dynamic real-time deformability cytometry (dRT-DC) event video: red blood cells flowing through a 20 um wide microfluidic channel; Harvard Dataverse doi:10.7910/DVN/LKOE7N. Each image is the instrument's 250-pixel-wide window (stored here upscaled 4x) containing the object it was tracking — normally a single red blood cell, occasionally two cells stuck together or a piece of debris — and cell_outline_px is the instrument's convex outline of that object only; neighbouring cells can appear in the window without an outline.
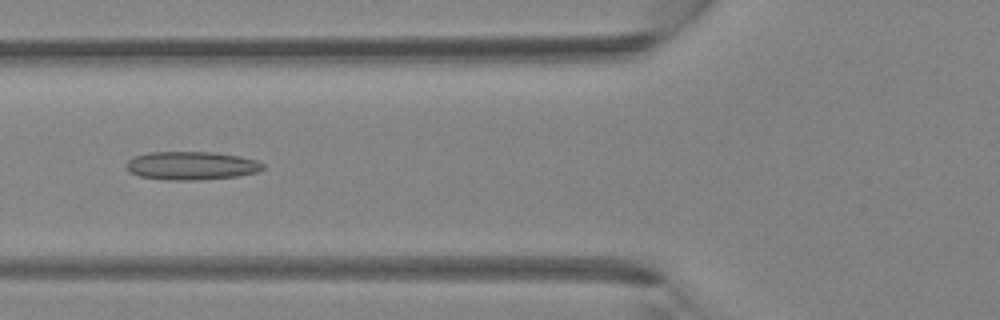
{"species": "Egyptian fruit bat (a non-hibernating species)", "species_latin": "Rousettus aegyptiacus", "temperature_condition": "room temperature", "stored_images_in_passage": 39, "camera_frame_rate_fps": 3000, "um_per_image_px": 0.085, "animal": {"sex": "female"}, "frame": {"image": 1, "passage_image": 15, "time_ms": 4.667, "image_size_px": [1000, 320], "cell_outline_px": [[264, 168], [260, 172], [240, 176], [196, 180], [168, 180], [140, 176], [132, 172], [128, 168], [128, 160], [136, 156], [148, 152], [212, 152], [240, 156], [256, 160], [264, 164]], "centroid_in_image_um": [16.35, 14.08], "position_along_channel_um": 109.5, "area_um2": 22.48}}
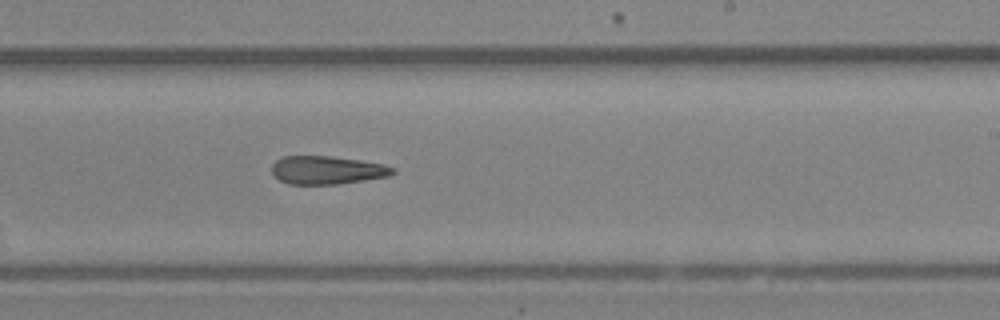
{"frame": {"image": 2, "passage_image": 24, "time_ms": 7.667, "image_size_px": [1000, 320], "cell_outline_px": [[396, 172], [388, 176], [336, 184], [288, 184], [280, 180], [272, 172], [272, 164], [276, 160], [284, 156], [328, 156], [360, 160], [384, 164], [396, 168]], "centroid_in_image_um": [27.81, 14.45], "position_along_channel_um": 261.2, "area_um2": 19.77}}
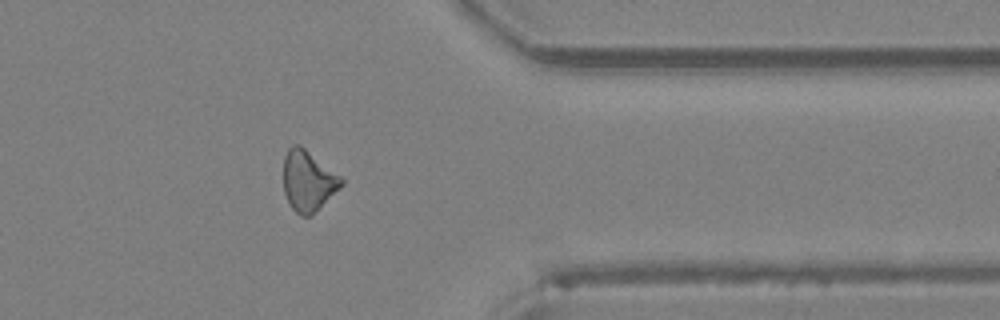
{"frame": {"image": 3, "passage_image": 32, "time_ms": 10.333, "image_size_px": [1000, 320], "cell_outline_px": [[344, 184], [312, 216], [300, 216], [292, 208], [284, 192], [284, 156], [288, 148], [292, 144], [300, 144], [340, 176], [344, 180]], "centroid_in_image_um": [26.19, 15.38], "position_along_channel_um": 385.2, "area_um2": 20.46}}